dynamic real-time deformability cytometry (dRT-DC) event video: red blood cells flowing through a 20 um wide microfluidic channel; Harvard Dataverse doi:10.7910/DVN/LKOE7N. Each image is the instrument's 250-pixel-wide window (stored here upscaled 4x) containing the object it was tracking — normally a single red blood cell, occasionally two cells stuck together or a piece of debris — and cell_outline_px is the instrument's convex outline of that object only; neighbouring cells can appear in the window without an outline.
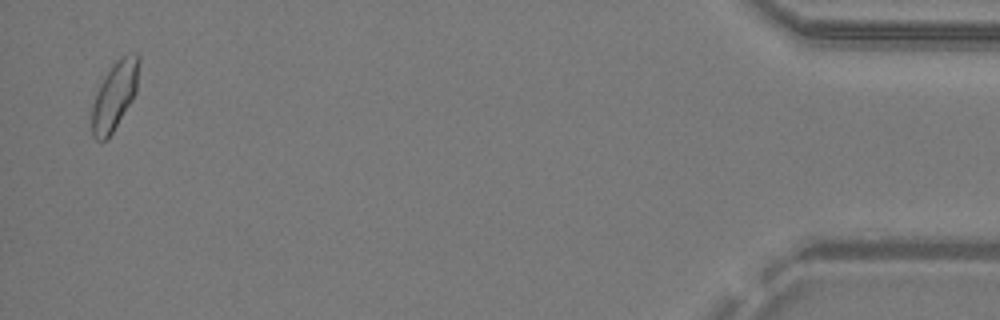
{"species": "common noctule bat (a hibernating species)", "species_latin": "Nyctalus noctula", "temperature_condition": "warm", "stored_images_in_passage": 36, "camera_frame_rate_fps": 3000, "um_per_image_px": 0.085, "animal": {"sex": "male", "body_mass_g": 19.2, "forearm_length_mm": 51.8}, "frame": {"image": 1, "passage_image": 35, "time_ms": 11.333, "image_size_px": [1000, 320], "cell_outline_px": [[140, 60], [136, 92], [132, 100], [112, 132], [104, 140], [96, 140], [92, 136], [92, 104], [96, 92], [104, 76], [112, 64], [116, 60], [124, 56], [136, 52], [140, 56]], "centroid_in_image_um": [9.74, 8.09], "position_along_channel_um": 425.5, "area_um2": 18.55}}